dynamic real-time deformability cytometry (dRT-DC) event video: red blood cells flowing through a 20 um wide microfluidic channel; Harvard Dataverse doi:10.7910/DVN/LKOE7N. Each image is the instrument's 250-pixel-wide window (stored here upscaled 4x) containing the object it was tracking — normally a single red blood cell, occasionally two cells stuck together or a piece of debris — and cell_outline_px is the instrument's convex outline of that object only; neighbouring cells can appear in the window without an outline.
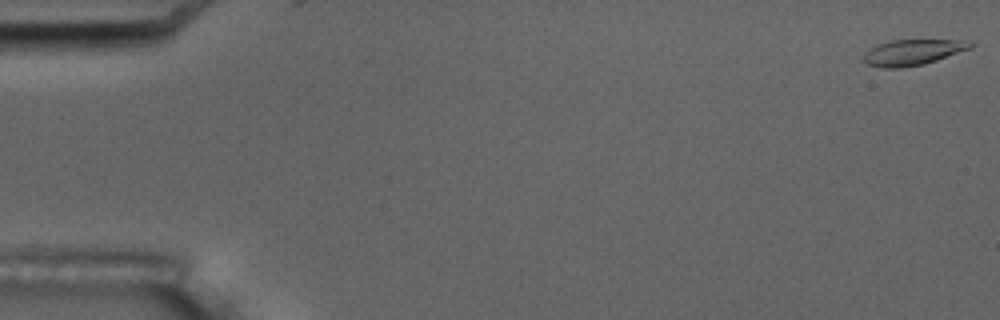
{"species": "common noctule bat (a hibernating species)", "species_latin": "Nyctalus noctula", "temperature_condition": "room temperature", "stored_images_in_passage": 6, "camera_frame_rate_fps": 3000, "um_per_image_px": 0.085, "animal": {"sex": "male", "body_mass_g": 17.5, "forearm_length_mm": 52.3}, "frame": {"image": 1, "passage_image": 1, "time_ms": 0.0, "image_size_px": [1000, 320], "cell_outline_px": [[976, 44], [972, 48], [924, 64], [900, 68], [880, 68], [868, 64], [864, 60], [864, 52], [876, 44], [892, 40], [972, 40]], "centroid_in_image_um": [77.61, 4.43], "position_along_channel_um": 7.4, "area_um2": 16.18}}
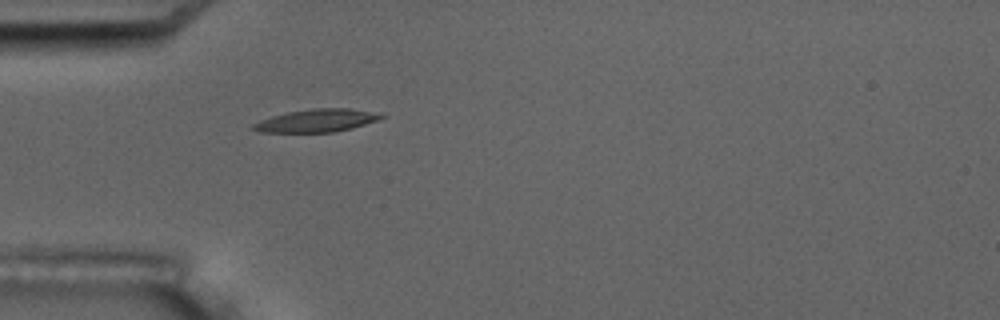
{"frame": {"image": 2, "passage_image": 6, "time_ms": 5.667, "image_size_px": [1000, 320], "cell_outline_px": [[388, 116], [352, 128], [332, 132], [256, 132], [252, 128], [252, 124], [260, 120], [272, 116], [288, 112], [312, 108], [348, 108]], "centroid_in_image_um": [26.84, 10.25], "position_along_channel_um": 58.2, "area_um2": 16.76}}